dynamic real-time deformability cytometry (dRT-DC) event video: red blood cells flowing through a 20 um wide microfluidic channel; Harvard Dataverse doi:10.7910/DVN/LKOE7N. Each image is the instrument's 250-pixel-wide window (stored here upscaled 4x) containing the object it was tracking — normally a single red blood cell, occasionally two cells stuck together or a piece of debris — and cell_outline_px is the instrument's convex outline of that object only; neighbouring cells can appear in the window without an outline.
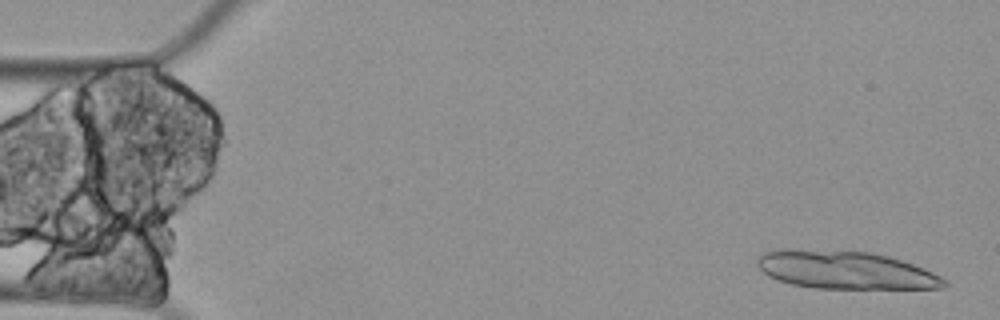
{"species": "Egyptian fruit bat (a non-hibernating species)", "species_latin": "Rousettus aegyptiacus", "temperature_condition": "cold", "stored_images_in_passage": 5, "camera_frame_rate_fps": 3000, "um_per_image_px": 0.085, "animal": {"sex": "female"}, "frame": {"image": 1, "passage_image": 1, "time_ms": 0.0, "image_size_px": [1000, 320], "cell_outline_px": [[948, 284], [944, 288], [812, 288], [792, 284], [768, 276], [756, 264], [756, 260], [764, 252], [780, 248], [788, 248], [872, 252], [888, 256], [924, 268], [948, 280]], "centroid_in_image_um": [71.84, 22.94], "position_along_channel_um": 13.2, "area_um2": 41.44}}